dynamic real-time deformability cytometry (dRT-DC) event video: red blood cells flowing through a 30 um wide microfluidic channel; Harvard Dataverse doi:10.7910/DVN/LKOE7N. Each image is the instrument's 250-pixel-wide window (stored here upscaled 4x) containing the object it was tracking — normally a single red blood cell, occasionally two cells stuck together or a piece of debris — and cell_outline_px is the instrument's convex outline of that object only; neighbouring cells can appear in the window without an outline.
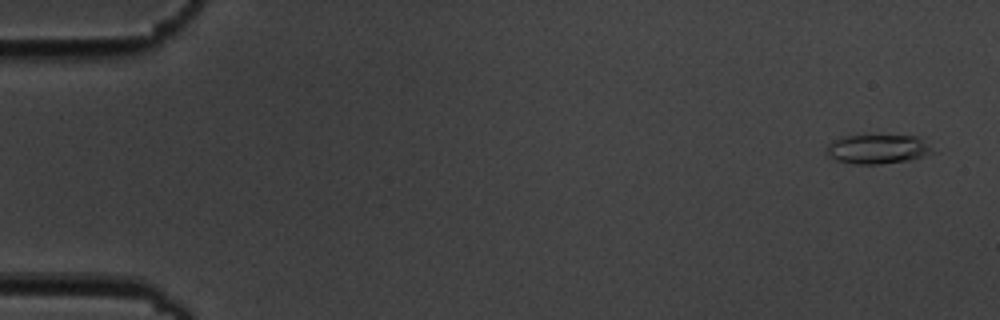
{"species": "common noctule bat (a hibernating species)", "species_latin": "Nyctalus noctula", "temperature_condition": "cold", "stored_images_in_passage": 15, "camera_frame_rate_fps": 3000, "um_per_image_px": 0.085, "animal": {"sex": "male", "body_mass_g": 19.5, "forearm_length_mm": 54.6}, "frame": {"image": 1, "passage_image": 1, "time_ms": 0.0, "image_size_px": [1000, 320], "cell_outline_px": [[940, 152], [908, 160], [880, 164], [852, 164], [836, 160], [824, 156], [828, 144], [832, 140], [840, 136], [920, 136]], "centroid_in_image_um": [74.63, 12.68], "position_along_channel_um": 10.4, "area_um2": 18.61}}
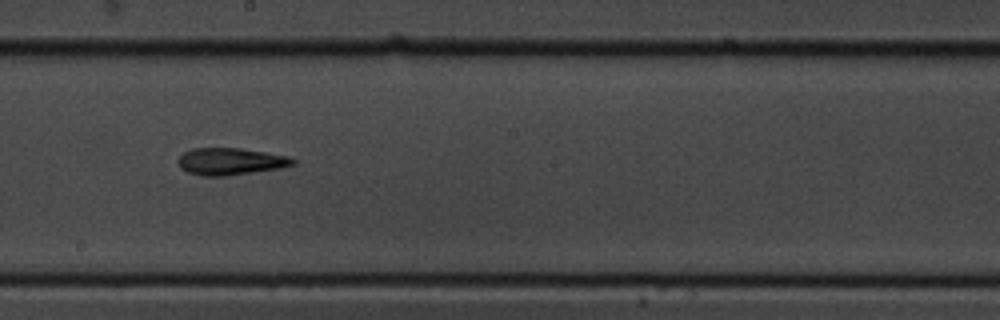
{"frame": {"image": 2, "passage_image": 9, "time_ms": 10.0, "image_size_px": [1000, 320], "cell_outline_px": [[296, 164], [280, 168], [228, 176], [200, 176], [188, 172], [180, 168], [180, 156], [184, 152], [192, 148], [240, 148], [288, 156], [296, 160]], "centroid_in_image_um": [19.61, 13.73], "position_along_channel_um": 228.6, "area_um2": 18.03}}
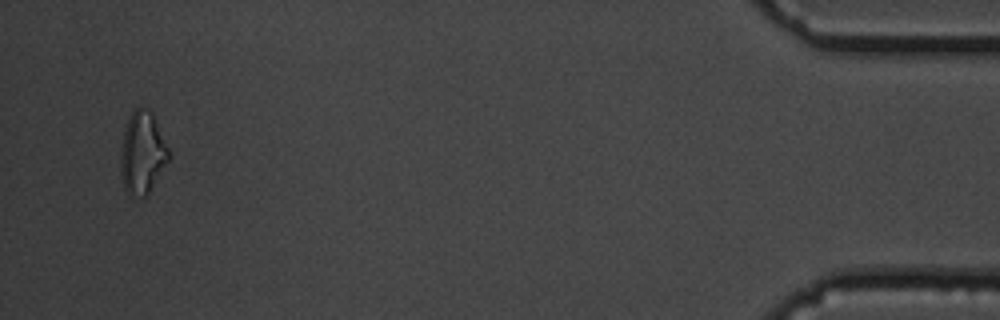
{"frame": {"image": 3, "passage_image": 15, "time_ms": 17.667, "image_size_px": [1000, 320], "cell_outline_px": [[168, 160], [148, 192], [144, 196], [128, 192], [124, 188], [120, 172], [120, 152], [124, 128], [132, 112], [140, 104], [152, 112], [168, 148]], "centroid_in_image_um": [12.06, 12.92], "position_along_channel_um": 423.1, "area_um2": 22.54}, "authors_computed_cell_mechanics": {"area_um2": 18.3226, "velocity_mm_per_s": 3.5489, "shape_relaxation_time_tau1_ms": 8.0225, "shape_relaxation_time_tau2_ms": 3.97, "deformation_change_tau1": 0.1798, "deformation_change_tau2": 0.1468}}